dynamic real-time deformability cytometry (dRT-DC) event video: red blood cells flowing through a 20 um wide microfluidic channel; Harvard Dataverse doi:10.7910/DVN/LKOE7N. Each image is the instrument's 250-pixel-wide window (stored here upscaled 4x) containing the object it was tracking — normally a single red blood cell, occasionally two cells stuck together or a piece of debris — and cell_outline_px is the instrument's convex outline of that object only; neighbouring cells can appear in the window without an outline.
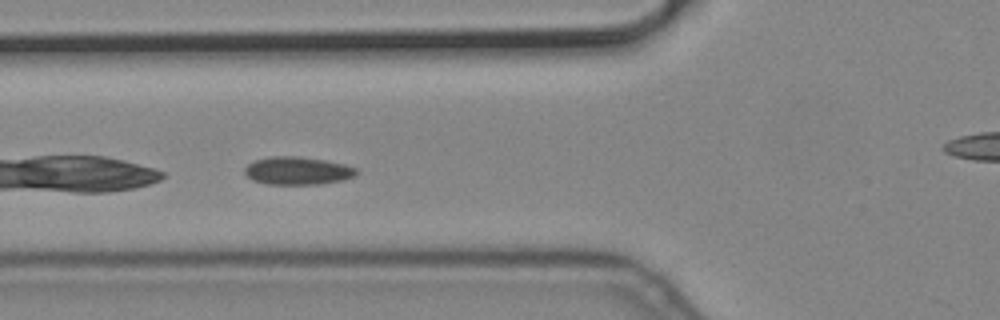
{"species": "common noctule bat (a hibernating species)", "species_latin": "Nyctalus noctula", "temperature_condition": "cold", "stored_images_in_passage": 5, "camera_frame_rate_fps": 3000, "um_per_image_px": 0.085, "animal": {"sex": "male", "body_mass_g": 19.2, "forearm_length_mm": 51.8}, "frame": {"image": 1, "passage_image": 4, "time_ms": 1.0, "image_size_px": [1000, 320], "cell_outline_px": [[360, 172], [356, 176], [340, 180], [320, 184], [268, 184], [252, 180], [244, 172], [244, 168], [248, 164], [256, 160], [272, 156], [300, 156], [324, 160], [344, 164], [356, 168]], "centroid_in_image_um": [25.31, 14.51], "position_along_channel_um": 100.5, "area_um2": 18.15}}